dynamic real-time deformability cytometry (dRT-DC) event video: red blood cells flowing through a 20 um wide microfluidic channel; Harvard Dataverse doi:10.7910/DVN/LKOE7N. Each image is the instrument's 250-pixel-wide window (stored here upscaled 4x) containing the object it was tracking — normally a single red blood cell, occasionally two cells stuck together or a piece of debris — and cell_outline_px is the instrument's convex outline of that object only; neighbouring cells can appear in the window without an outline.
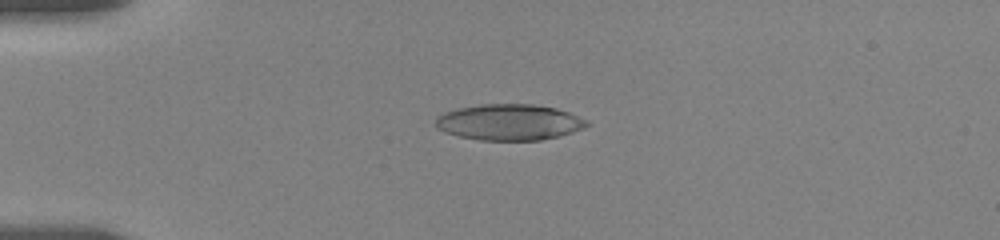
{"species": "human", "species_latin": "Homo sapiens", "temperature_condition": "room temperature", "stored_images_in_passage": 48, "camera_frame_rate_fps": 3000, "um_per_image_px": 0.085, "donor": {"sex": "female"}, "frame": {"image": 1, "passage_image": 9, "time_ms": 4.0, "image_size_px": [1000, 240], "cell_outline_px": [[592, 124], [584, 128], [572, 132], [540, 140], [480, 140], [460, 136], [444, 132], [436, 128], [436, 116], [444, 112], [456, 108], [480, 104], [532, 104], [556, 108], [568, 112], [588, 120]], "centroid_in_image_um": [43.28, 10.38], "position_along_channel_um": 41.7, "area_um2": 31.85}}
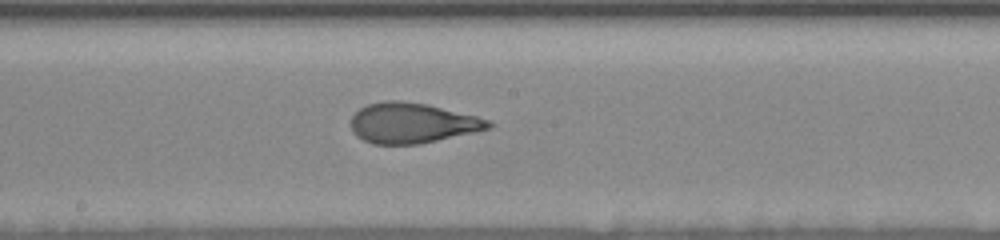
{"frame": {"image": 2, "passage_image": 25, "time_ms": 9.667, "image_size_px": [1000, 240], "cell_outline_px": [[496, 124], [492, 128], [476, 132], [420, 144], [372, 144], [356, 136], [352, 132], [352, 116], [360, 108], [368, 104], [384, 100], [400, 100], [428, 104], [492, 120]], "centroid_in_image_um": [35.08, 10.46], "position_along_channel_um": 213.1, "area_um2": 32.6}}
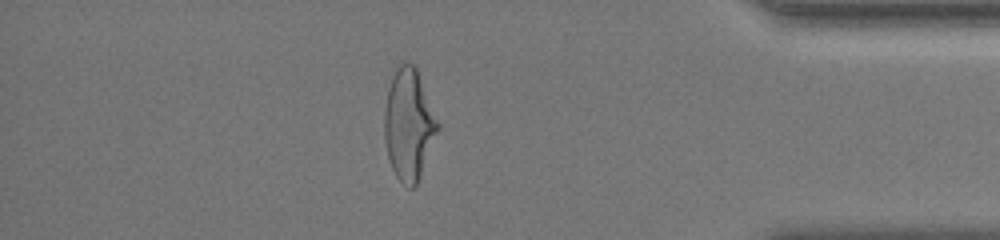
{"frame": {"image": 3, "passage_image": 42, "time_ms": 15.667, "image_size_px": [1000, 240], "cell_outline_px": [[440, 128], [416, 184], [412, 188], [408, 188], [396, 176], [388, 160], [384, 140], [384, 108], [388, 88], [392, 76], [396, 68], [400, 64], [412, 64], [416, 68], [440, 124]], "centroid_in_image_um": [34.73, 10.59], "position_along_channel_um": 400.5, "area_um2": 34.39}, "authors_computed_cell_mechanics": {"area_um2": 32.7437, "velocity_mm_per_s": 3.6032, "shape_relaxation_time_tau1_ms": 6.269, "shape_relaxation_time_tau2_ms": 1.1686, "deformation_change_tau1": 0.2284, "deformation_change_tau2": 0.0932}}